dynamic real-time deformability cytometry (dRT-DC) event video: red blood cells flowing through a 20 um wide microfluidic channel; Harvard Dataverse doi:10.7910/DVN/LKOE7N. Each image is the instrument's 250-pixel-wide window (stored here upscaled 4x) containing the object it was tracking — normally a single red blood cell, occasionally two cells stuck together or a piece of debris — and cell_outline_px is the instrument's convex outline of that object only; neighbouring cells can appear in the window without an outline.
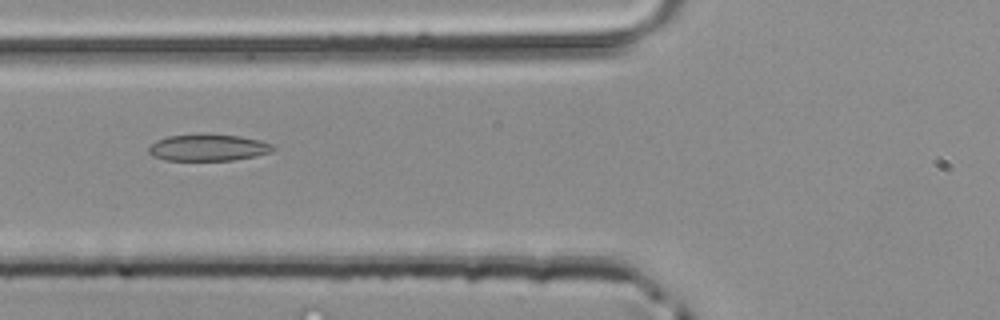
{"species": "common noctule bat (a hibernating species)", "species_latin": "Nyctalus noctula", "temperature_condition": "room temperature", "stored_images_in_passage": 20, "camera_frame_rate_fps": 3000, "um_per_image_px": 0.085, "animal": {"sex": "male", "body_mass_g": 20.4}, "frame": {"image": 1, "passage_image": 4, "time_ms": 1.0, "image_size_px": [1000, 320], "cell_outline_px": [[276, 148], [268, 152], [256, 156], [232, 160], [164, 160], [152, 156], [148, 152], [148, 148], [156, 140], [168, 136], [240, 136], [260, 140], [272, 144]], "centroid_in_image_um": [17.68, 12.58], "position_along_channel_um": 108.1, "area_um2": 18.67}}
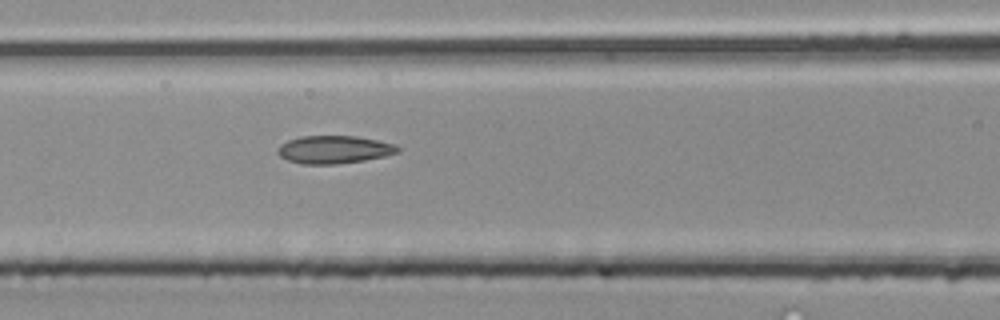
{"frame": {"image": 2, "passage_image": 6, "time_ms": 1.667, "image_size_px": [1000, 320], "cell_outline_px": [[400, 152], [384, 156], [364, 160], [336, 164], [300, 164], [288, 160], [280, 156], [276, 152], [280, 144], [288, 140], [300, 136], [356, 136], [396, 144], [400, 148]], "centroid_in_image_um": [28.39, 12.71], "position_along_channel_um": 138.2, "area_um2": 19.54}}
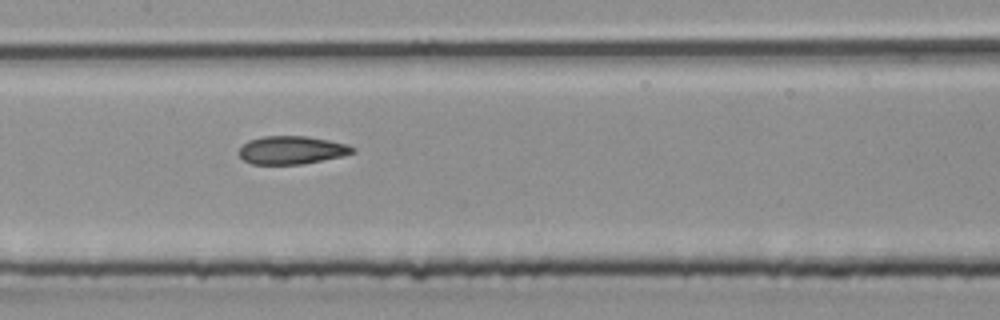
{"frame": {"image": 3, "passage_image": 9, "time_ms": 2.667, "image_size_px": [1000, 320], "cell_outline_px": [[356, 152], [344, 156], [304, 164], [252, 164], [244, 160], [240, 156], [240, 148], [248, 140], [264, 136], [308, 136], [348, 144], [356, 148]], "centroid_in_image_um": [24.85, 12.76], "position_along_channel_um": 182.5, "area_um2": 18.73}}